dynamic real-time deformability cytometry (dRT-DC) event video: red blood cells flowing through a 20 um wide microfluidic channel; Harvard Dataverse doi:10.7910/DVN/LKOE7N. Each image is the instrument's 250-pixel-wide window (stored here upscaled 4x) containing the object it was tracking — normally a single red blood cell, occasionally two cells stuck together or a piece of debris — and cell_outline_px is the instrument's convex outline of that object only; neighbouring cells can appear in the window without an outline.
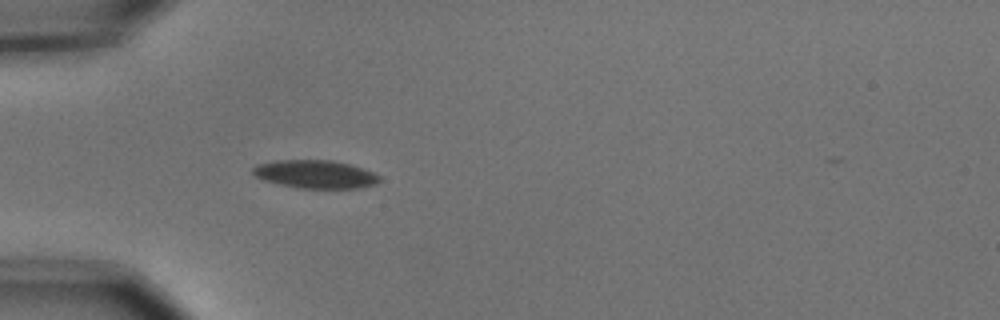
{"species": "common noctule bat (a hibernating species)", "species_latin": "Nyctalus noctula", "temperature_condition": "cold", "stored_images_in_passage": 4, "camera_frame_rate_fps": 3000, "um_per_image_px": 0.085, "animal": {"sex": "male", "body_mass_g": 15.6}, "frame": {"image": 1, "passage_image": 4, "time_ms": 1.0, "image_size_px": [1000, 320], "cell_outline_px": [[380, 180], [376, 184], [360, 188], [300, 188], [280, 184], [264, 180], [256, 176], [252, 172], [252, 168], [256, 164], [276, 160], [332, 160], [352, 164], [372, 172], [380, 176]], "centroid_in_image_um": [26.81, 14.8], "position_along_channel_um": 58.2, "area_um2": 20.81}}